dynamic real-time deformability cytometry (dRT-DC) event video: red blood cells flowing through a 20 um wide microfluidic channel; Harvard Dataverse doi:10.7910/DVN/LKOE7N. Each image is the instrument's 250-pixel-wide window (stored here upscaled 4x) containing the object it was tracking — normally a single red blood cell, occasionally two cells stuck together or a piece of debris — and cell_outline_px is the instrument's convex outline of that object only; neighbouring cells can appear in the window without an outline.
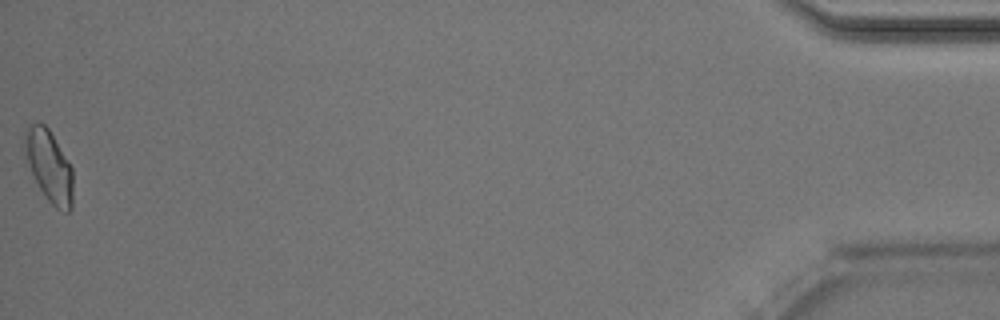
{"species": "Egyptian fruit bat (a non-hibernating species)", "species_latin": "Rousettus aegyptiacus", "temperature_condition": "room temperature", "stored_images_in_passage": 40, "camera_frame_rate_fps": 3000, "um_per_image_px": 0.085, "animal": {"sex": "male"}, "frame": {"image": 1, "passage_image": 40, "time_ms": 13.0, "image_size_px": [1000, 320], "cell_outline_px": [[72, 208], [68, 212], [64, 212], [56, 208], [48, 200], [40, 188], [32, 172], [28, 160], [24, 140], [24, 132], [28, 124], [36, 120], [44, 124], [48, 128], [72, 168]], "centroid_in_image_um": [4.18, 14.09], "position_along_channel_um": 431.0, "area_um2": 19.77}, "authors_computed_cell_mechanics": {"area_um2": 19.3052, "velocity_mm_per_s": 4.0252, "shape_relaxation_time_tau1_ms": 7.8429, "shape_relaxation_time_tau2_ms": 2.1923, "deformation_change_tau1": 0.1421, "deformation_change_tau2": 0.0677}}